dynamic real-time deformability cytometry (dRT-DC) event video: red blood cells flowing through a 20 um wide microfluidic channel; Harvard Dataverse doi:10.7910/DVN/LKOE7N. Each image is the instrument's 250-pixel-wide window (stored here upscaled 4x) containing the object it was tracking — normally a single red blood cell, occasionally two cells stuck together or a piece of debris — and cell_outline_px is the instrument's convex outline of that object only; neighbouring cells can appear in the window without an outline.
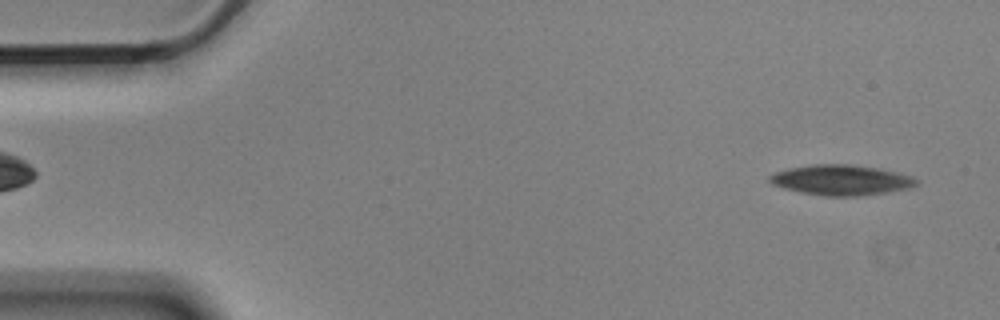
{"species": "Egyptian fruit bat (a non-hibernating species)", "species_latin": "Rousettus aegyptiacus", "temperature_condition": "cold", "stored_images_in_passage": 6, "camera_frame_rate_fps": 3000, "um_per_image_px": 0.085, "animal": {"sex": "male"}, "frame": {"image": 1, "passage_image": 6, "time_ms": 1.667, "image_size_px": [1000, 320], "cell_outline_px": [[916, 184], [908, 188], [888, 192], [856, 196], [828, 196], [800, 192], [784, 188], [772, 184], [768, 180], [768, 176], [776, 172], [788, 168], [812, 164], [848, 164], [880, 168], [912, 176], [916, 180]], "centroid_in_image_um": [71.47, 15.29], "position_along_channel_um": 13.5, "area_um2": 25.78}}